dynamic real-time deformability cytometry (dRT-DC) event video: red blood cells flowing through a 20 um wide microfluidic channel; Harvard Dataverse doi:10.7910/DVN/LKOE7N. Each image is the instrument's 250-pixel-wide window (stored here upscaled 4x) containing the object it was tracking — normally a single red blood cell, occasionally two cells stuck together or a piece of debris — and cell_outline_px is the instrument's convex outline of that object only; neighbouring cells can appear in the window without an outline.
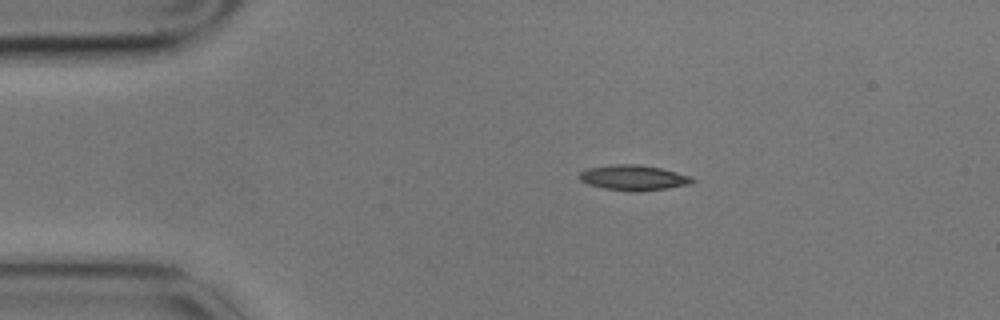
{"species": "common noctule bat (a hibernating species)", "species_latin": "Nyctalus noctula", "temperature_condition": "cold", "stored_images_in_passage": 5, "camera_frame_rate_fps": 3000, "um_per_image_px": 0.085, "animal": {"sex": "male", "body_mass_g": 17.9}, "frame": {"image": 1, "passage_image": 2, "time_ms": 0.333, "image_size_px": [1000, 320], "cell_outline_px": [[696, 180], [692, 184], [668, 188], [640, 192], [632, 192], [604, 188], [588, 184], [580, 180], [580, 172], [588, 168], [612, 164], [640, 164], [660, 168], [692, 176]], "centroid_in_image_um": [53.89, 15.11], "position_along_channel_um": 31.1, "area_um2": 16.82}}
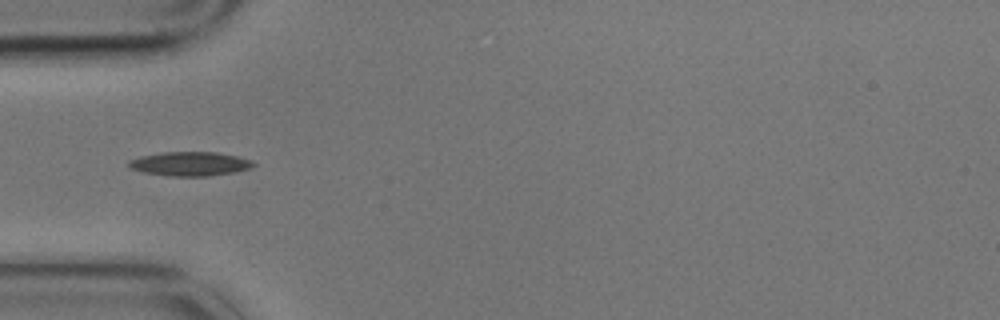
{"frame": {"image": 2, "passage_image": 4, "time_ms": 1.0, "image_size_px": [1000, 320], "cell_outline_px": [[256, 164], [252, 168], [232, 172], [208, 176], [168, 176], [144, 172], [132, 168], [128, 164], [128, 160], [140, 156], [164, 152], [216, 152], [236, 156], [252, 160]], "centroid_in_image_um": [16.16, 13.92], "position_along_channel_um": 68.8, "area_um2": 17.4}}